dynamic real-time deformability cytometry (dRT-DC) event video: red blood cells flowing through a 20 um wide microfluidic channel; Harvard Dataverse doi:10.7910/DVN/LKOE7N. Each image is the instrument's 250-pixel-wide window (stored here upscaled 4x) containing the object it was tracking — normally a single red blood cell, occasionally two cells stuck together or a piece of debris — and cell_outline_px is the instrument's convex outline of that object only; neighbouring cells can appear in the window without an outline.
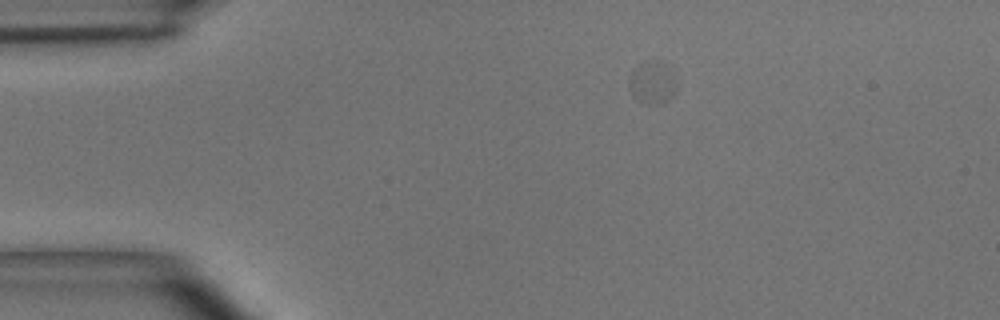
{"species": "common noctule bat (a hibernating species)", "species_latin": "Nyctalus noctula", "temperature_condition": "room temperature", "stored_images_in_passage": 1, "camera_frame_rate_fps": 3000, "um_per_image_px": 0.085, "animal": {"sex": "male", "body_mass_g": 15.6}, "frame": {"image": 1, "passage_image": 1, "time_ms": 0.0, "image_size_px": [1000, 320], "cell_outline_px": [[676, 88], [672, 96], [668, 100], [648, 104], [640, 100], [628, 88], [628, 80], [632, 72], [640, 64], [648, 60], [660, 60], [668, 64], [676, 84]], "centroid_in_image_um": [55.45, 6.96], "position_along_channel_um": 29.5, "area_um2": 11.5}}